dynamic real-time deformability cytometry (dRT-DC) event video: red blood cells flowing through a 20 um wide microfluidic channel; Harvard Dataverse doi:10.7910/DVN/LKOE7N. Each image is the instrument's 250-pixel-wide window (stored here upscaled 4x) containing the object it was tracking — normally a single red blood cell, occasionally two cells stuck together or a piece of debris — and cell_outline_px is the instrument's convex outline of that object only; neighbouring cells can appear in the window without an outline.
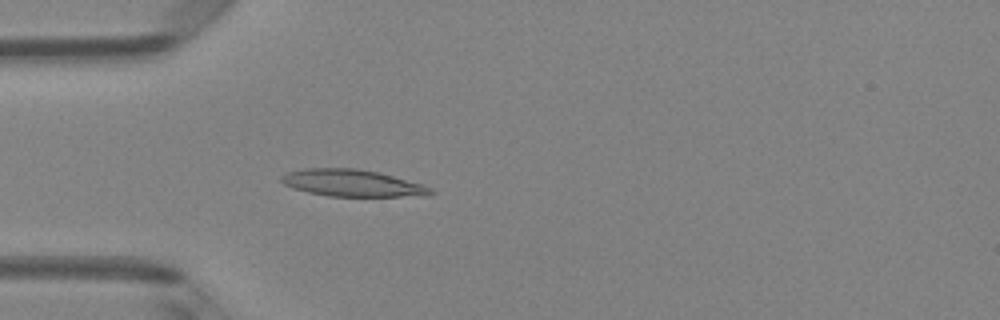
{"species": "Egyptian fruit bat (a non-hibernating species)", "species_latin": "Rousettus aegyptiacus", "temperature_condition": "room temperature", "stored_images_in_passage": 42, "camera_frame_rate_fps": 3000, "um_per_image_px": 0.085, "animal": {"sex": "female"}, "frame": {"image": 1, "passage_image": 12, "time_ms": 3.667, "image_size_px": [1000, 320], "cell_outline_px": [[436, 192], [432, 196], [328, 196], [308, 192], [292, 188], [284, 184], [280, 180], [280, 176], [288, 172], [304, 168], [356, 168], [380, 172], [424, 184], [432, 188]], "centroid_in_image_um": [30.0, 15.56], "position_along_channel_um": 55.0, "area_um2": 23.76}}
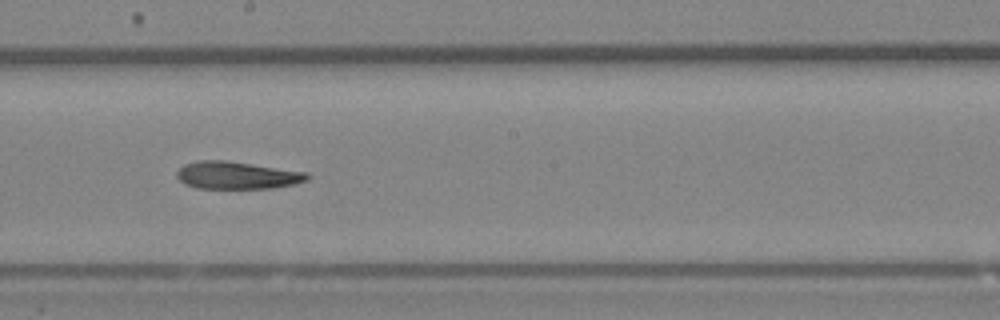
{"frame": {"image": 2, "passage_image": 25, "time_ms": 8.0, "image_size_px": [1000, 320], "cell_outline_px": [[312, 176], [308, 180], [292, 184], [272, 188], [196, 188], [184, 184], [176, 176], [176, 172], [184, 164], [196, 160], [224, 160], [308, 172]], "centroid_in_image_um": [20.13, 14.89], "position_along_channel_um": 228.1, "area_um2": 20.92}}
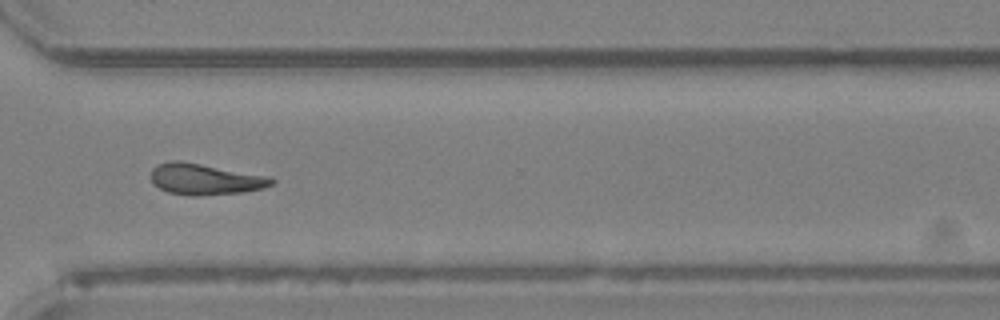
{"frame": {"image": 3, "passage_image": 34, "time_ms": 11.0, "image_size_px": [1000, 320], "cell_outline_px": [[276, 180], [272, 184], [264, 188], [244, 192], [200, 196], [192, 196], [168, 192], [152, 184], [152, 168], [156, 164], [172, 160], [180, 160], [272, 176]], "centroid_in_image_um": [17.46, 15.22], "position_along_channel_um": 353.1, "area_um2": 22.25}, "authors_computed_cell_mechanics": {"area_um2": 21.386, "velocity_mm_per_s": 4.1557, "shape_relaxation_time_tau1_ms": 5.5354, "shape_relaxation_time_tau2_ms": 6.6343, "deformation_change_tau1": 0.1678, "deformation_change_tau2": 0.1874}}